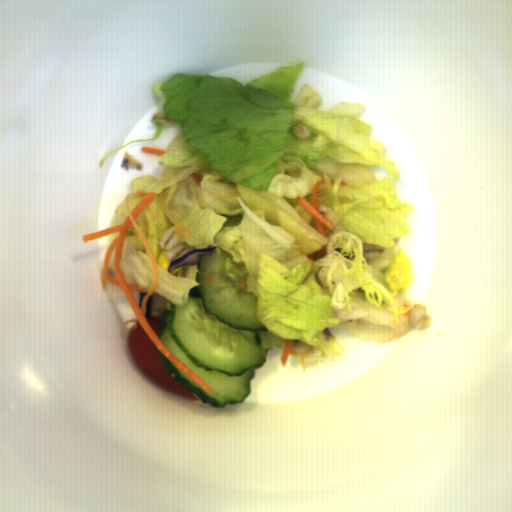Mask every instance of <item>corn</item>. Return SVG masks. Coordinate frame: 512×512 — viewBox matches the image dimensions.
I'll list each match as a JSON object with an SVG mask.
<instances>
[{
    "mask_svg": "<svg viewBox=\"0 0 512 512\" xmlns=\"http://www.w3.org/2000/svg\"><path fill=\"white\" fill-rule=\"evenodd\" d=\"M167 251L168 250L165 249L162 252H160L157 258L158 266L160 268H163L165 271H169L170 264L174 260L167 258Z\"/></svg>",
    "mask_w": 512,
    "mask_h": 512,
    "instance_id": "corn-1",
    "label": "corn"
}]
</instances>
